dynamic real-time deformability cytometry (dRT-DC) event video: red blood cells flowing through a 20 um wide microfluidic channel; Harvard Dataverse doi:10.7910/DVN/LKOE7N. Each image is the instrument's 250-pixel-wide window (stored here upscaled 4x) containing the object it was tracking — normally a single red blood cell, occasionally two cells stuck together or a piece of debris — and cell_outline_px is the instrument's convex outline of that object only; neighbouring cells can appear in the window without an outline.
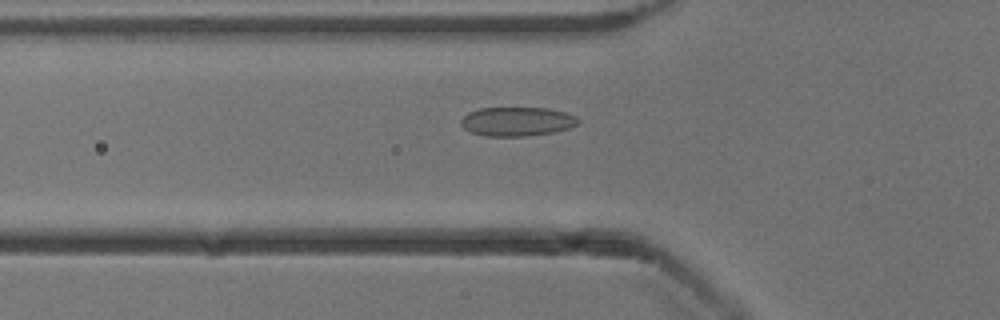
{"species": "common noctule bat (a hibernating species)", "species_latin": "Nyctalus noctula", "temperature_condition": "cold", "stored_images_in_passage": 38, "camera_frame_rate_fps": 3000, "um_per_image_px": 0.085, "animal": {"sex": "male", "body_mass_g": 13.3}, "frame": {"image": 1, "passage_image": 4, "time_ms": 1.0, "image_size_px": [1000, 320], "cell_outline_px": [[580, 120], [576, 124], [568, 128], [552, 132], [524, 136], [484, 136], [472, 132], [464, 128], [460, 124], [460, 120], [468, 112], [480, 108], [548, 108], [564, 112], [576, 116]], "centroid_in_image_um": [43.91, 10.32], "position_along_channel_um": 81.9, "area_um2": 19.71}}
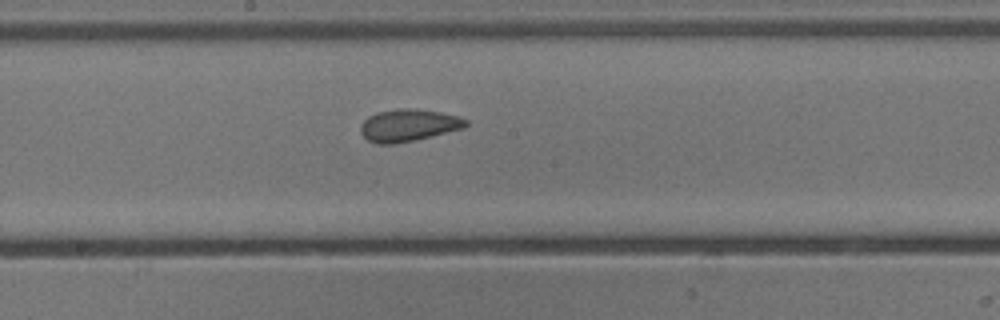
{"frame": {"image": 2, "passage_image": 14, "time_ms": 4.333, "image_size_px": [1000, 320], "cell_outline_px": [[468, 124], [464, 128], [432, 136], [392, 144], [376, 144], [368, 140], [360, 132], [360, 124], [368, 116], [376, 112], [396, 108], [416, 108], [440, 112], [456, 116], [468, 120]], "centroid_in_image_um": [34.69, 10.63], "position_along_channel_um": 213.5, "area_um2": 19.83}}
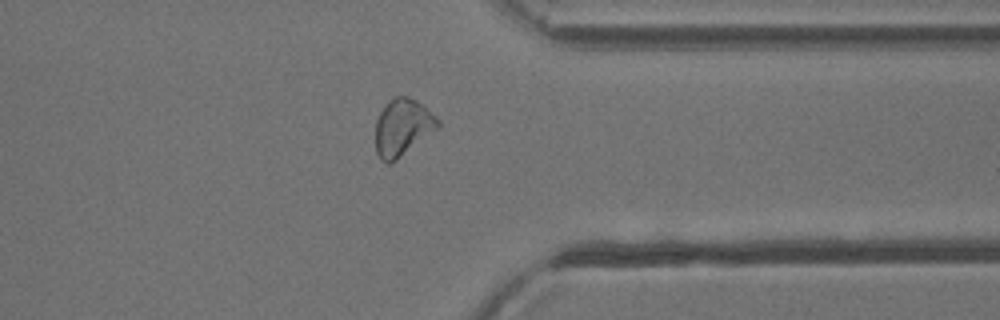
{"frame": {"image": 3, "passage_image": 27, "time_ms": 8.667, "image_size_px": [1000, 320], "cell_outline_px": [[440, 124], [436, 128], [396, 160], [388, 164], [380, 160], [376, 152], [376, 120], [380, 112], [396, 96], [408, 96], [416, 100], [436, 116], [440, 120]], "centroid_in_image_um": [34.19, 10.83], "position_along_channel_um": 377.2, "area_um2": 20.11}, "authors_computed_cell_mechanics": {"area_um2": 19.4497, "velocity_mm_per_s": 3.9134, "shape_relaxation_time_tau1_ms": 6.7598, "shape_relaxation_time_tau2_ms": 1.6836, "deformation_change_tau1": 0.1167, "deformation_change_tau2": 0.0608}}